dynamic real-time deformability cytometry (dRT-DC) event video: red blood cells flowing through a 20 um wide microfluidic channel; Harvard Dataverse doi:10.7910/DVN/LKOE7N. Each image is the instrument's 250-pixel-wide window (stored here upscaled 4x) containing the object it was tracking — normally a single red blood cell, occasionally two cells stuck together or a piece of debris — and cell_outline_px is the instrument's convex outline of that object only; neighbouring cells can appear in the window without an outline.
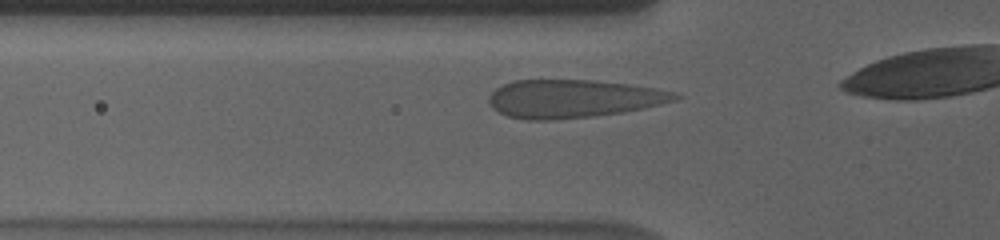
{"species": "human", "species_latin": "Homo sapiens", "temperature_condition": "cold", "stored_images_in_passage": 30, "camera_frame_rate_fps": 3000, "um_per_image_px": 0.085, "donor": {"sex": "male"}, "frame": {"image": 1, "passage_image": 3, "time_ms": 0.667, "image_size_px": [1000, 240], "cell_outline_px": [[684, 96], [676, 100], [644, 108], [624, 112], [592, 116], [556, 120], [528, 120], [508, 116], [492, 108], [488, 104], [488, 96], [496, 88], [504, 84], [516, 80], [596, 80], [628, 84], [676, 92]], "centroid_in_image_um": [48.71, 8.39], "position_along_channel_um": 77.1, "area_um2": 41.44}}
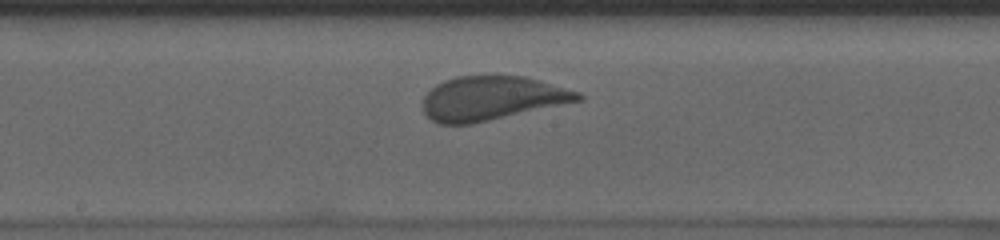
{"frame": {"image": 2, "passage_image": 14, "time_ms": 4.333, "image_size_px": [1000, 240], "cell_outline_px": [[584, 100], [472, 124], [436, 124], [424, 112], [424, 96], [436, 84], [444, 80], [456, 76], [524, 76], [540, 80], [580, 92], [584, 96]], "centroid_in_image_um": [41.83, 8.35], "position_along_channel_um": 206.4, "area_um2": 39.88}}
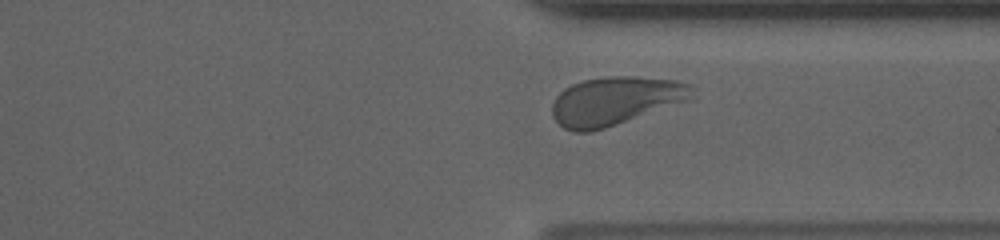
{"frame": {"image": 3, "passage_image": 27, "time_ms": 8.667, "image_size_px": [1000, 240], "cell_outline_px": [[696, 100], [604, 128], [588, 132], [572, 132], [564, 128], [552, 116], [552, 104], [556, 96], [564, 88], [572, 84], [584, 80], [604, 76], [636, 76], [676, 80], [692, 84]], "centroid_in_image_um": [52.4, 8.57], "position_along_channel_um": 359.0, "area_um2": 40.34}}